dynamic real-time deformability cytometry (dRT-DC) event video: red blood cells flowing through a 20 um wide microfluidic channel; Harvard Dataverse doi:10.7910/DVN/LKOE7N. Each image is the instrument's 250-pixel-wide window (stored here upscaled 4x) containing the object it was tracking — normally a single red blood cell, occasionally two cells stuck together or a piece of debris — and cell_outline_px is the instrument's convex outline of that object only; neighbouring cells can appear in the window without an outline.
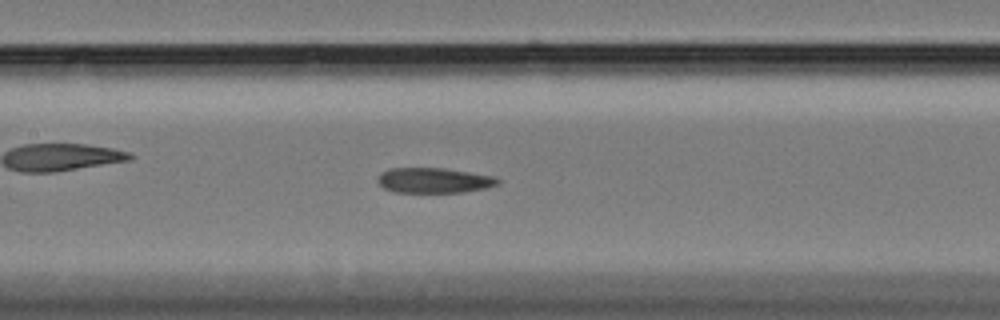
{"species": "Egyptian fruit bat (a non-hibernating species)", "species_latin": "Rousettus aegyptiacus", "temperature_condition": "cold", "stored_images_in_passage": 51, "camera_frame_rate_fps": 3000, "um_per_image_px": 0.085, "animal": {"sex": "female"}, "frame": {"image": 1, "passage_image": 19, "time_ms": 6.0, "image_size_px": [1000, 320], "cell_outline_px": [[500, 184], [484, 188], [464, 192], [392, 192], [384, 188], [376, 180], [380, 172], [388, 168], [444, 168], [496, 176], [500, 180]], "centroid_in_image_um": [36.87, 15.32], "position_along_channel_um": 170.5, "area_um2": 17.8}}
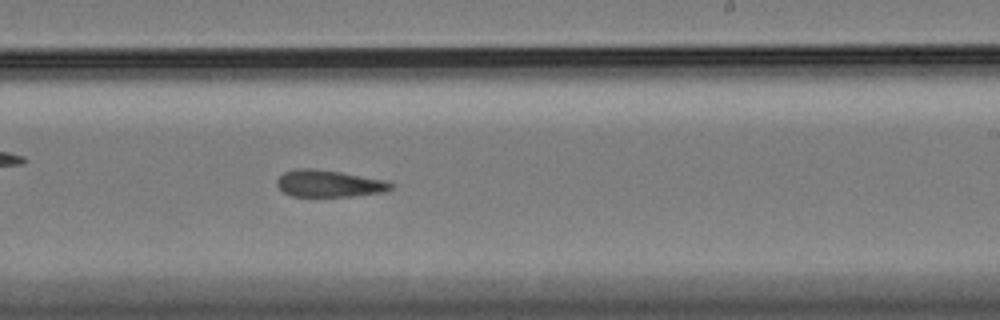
{"frame": {"image": 2, "passage_image": 27, "time_ms": 8.667, "image_size_px": [1000, 320], "cell_outline_px": [[396, 184], [392, 188], [384, 192], [352, 196], [292, 196], [284, 192], [276, 184], [276, 180], [284, 172], [296, 168], [312, 168], [340, 172], [384, 180]], "centroid_in_image_um": [27.96, 15.6], "position_along_channel_um": 261.0, "area_um2": 17.8}}
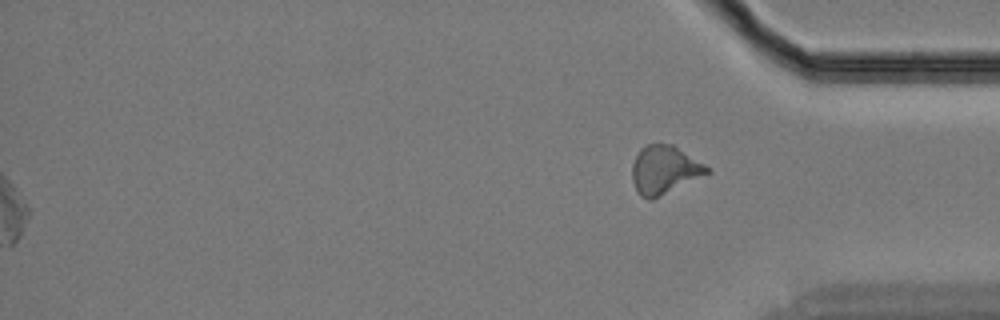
{"frame": {"image": 3, "passage_image": 51, "time_ms": 16.667, "image_size_px": [1000, 320], "cell_outline_px": [[712, 172], [652, 200], [648, 200], [640, 196], [636, 192], [632, 180], [632, 164], [640, 148], [644, 144], [672, 144], [704, 164]], "centroid_in_image_um": [56.44, 14.45], "position_along_channel_um": 378.8, "area_um2": 21.15}, "authors_computed_cell_mechanics": {"area_um2": 18.785, "velocity_mm_per_s": 3.41, "shape_relaxation_time_tau1_ms": null, "shape_relaxation_time_tau2_ms": 4.2264, "deformation_change_tau1": null, "deformation_change_tau2": 0.1174}}